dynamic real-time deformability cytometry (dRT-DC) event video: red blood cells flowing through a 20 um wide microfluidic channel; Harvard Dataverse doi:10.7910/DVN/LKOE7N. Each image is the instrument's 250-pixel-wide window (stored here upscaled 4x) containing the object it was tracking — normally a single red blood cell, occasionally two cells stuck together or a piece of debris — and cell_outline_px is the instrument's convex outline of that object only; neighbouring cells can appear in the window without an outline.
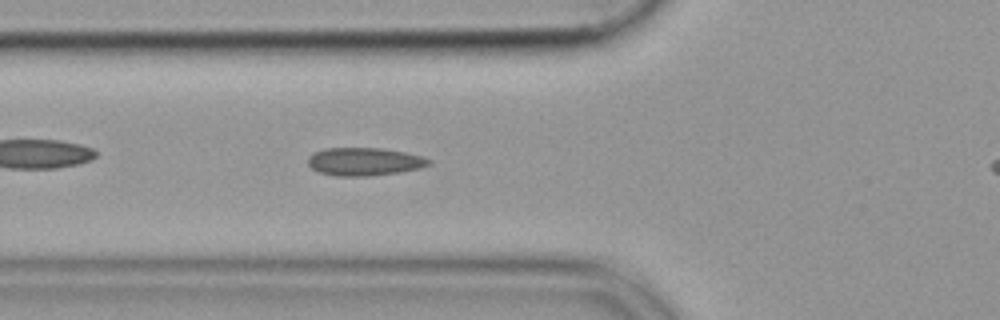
{"species": "common noctule bat (a hibernating species)", "species_latin": "Nyctalus noctula", "temperature_condition": "cold", "stored_images_in_passage": 32, "camera_frame_rate_fps": 3000, "um_per_image_px": 0.085, "animal": {"sex": "female", "body_mass_g": 19.9}, "frame": {"image": 1, "passage_image": 10, "time_ms": 3.0, "image_size_px": [1000, 320], "cell_outline_px": [[432, 164], [420, 168], [400, 172], [368, 176], [336, 176], [320, 172], [312, 168], [308, 164], [308, 156], [324, 148], [380, 148], [404, 152], [420, 156], [432, 160]], "centroid_in_image_um": [30.98, 13.74], "position_along_channel_um": 94.8, "area_um2": 19.65}}